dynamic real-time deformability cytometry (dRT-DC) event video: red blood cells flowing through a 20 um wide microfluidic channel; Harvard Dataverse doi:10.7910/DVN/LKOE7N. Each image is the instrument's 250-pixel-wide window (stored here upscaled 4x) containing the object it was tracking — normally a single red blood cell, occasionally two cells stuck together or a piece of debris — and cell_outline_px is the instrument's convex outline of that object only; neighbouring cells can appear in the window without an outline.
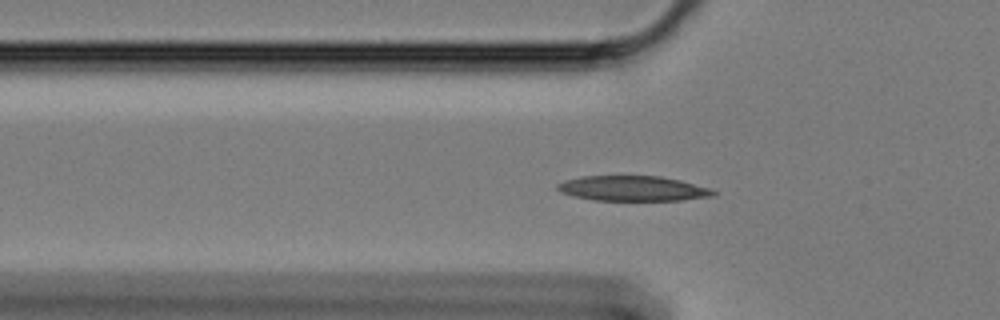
{"species": "Egyptian fruit bat (a non-hibernating species)", "species_latin": "Rousettus aegyptiacus", "temperature_condition": "cold", "stored_images_in_passage": 42, "camera_frame_rate_fps": 3000, "um_per_image_px": 0.085, "animal": {"sex": "female"}, "frame": {"image": 1, "passage_image": 2, "time_ms": 0.333, "image_size_px": [1000, 320], "cell_outline_px": [[716, 196], [684, 200], [592, 200], [572, 196], [560, 192], [556, 188], [556, 184], [564, 180], [584, 176], [660, 176], [680, 180], [712, 188], [716, 192]], "centroid_in_image_um": [53.8, 16.02], "position_along_channel_um": 72.0, "area_um2": 23.0}}
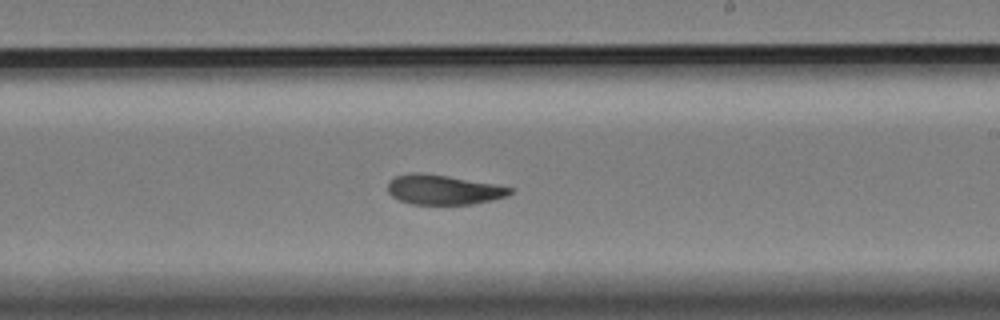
{"frame": {"image": 2, "passage_image": 18, "time_ms": 5.667, "image_size_px": [1000, 320], "cell_outline_px": [[516, 188], [508, 196], [492, 200], [472, 204], [412, 204], [400, 200], [392, 196], [388, 192], [388, 184], [396, 176], [412, 172], [424, 172], [496, 184]], "centroid_in_image_um": [37.73, 16.12], "position_along_channel_um": 251.3, "area_um2": 21.27}}
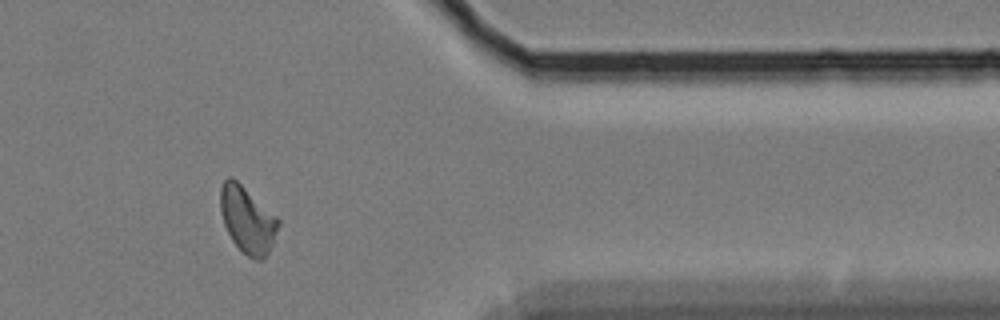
{"frame": {"image": 3, "passage_image": 32, "time_ms": 10.333, "image_size_px": [1000, 320], "cell_outline_px": [[280, 224], [272, 244], [268, 252], [260, 260], [256, 260], [248, 256], [232, 240], [224, 224], [220, 208], [220, 188], [224, 180], [228, 176], [232, 176], [276, 216], [280, 220]], "centroid_in_image_um": [21.02, 18.65], "position_along_channel_um": 390.4, "area_um2": 22.08}, "authors_computed_cell_mechanics": {"area_um2": 22.0507, "velocity_mm_per_s": 3.3537, "shape_relaxation_time_tau1_ms": null, "shape_relaxation_time_tau2_ms": 4.098, "deformation_change_tau1": null, "deformation_change_tau2": 0.0886}}